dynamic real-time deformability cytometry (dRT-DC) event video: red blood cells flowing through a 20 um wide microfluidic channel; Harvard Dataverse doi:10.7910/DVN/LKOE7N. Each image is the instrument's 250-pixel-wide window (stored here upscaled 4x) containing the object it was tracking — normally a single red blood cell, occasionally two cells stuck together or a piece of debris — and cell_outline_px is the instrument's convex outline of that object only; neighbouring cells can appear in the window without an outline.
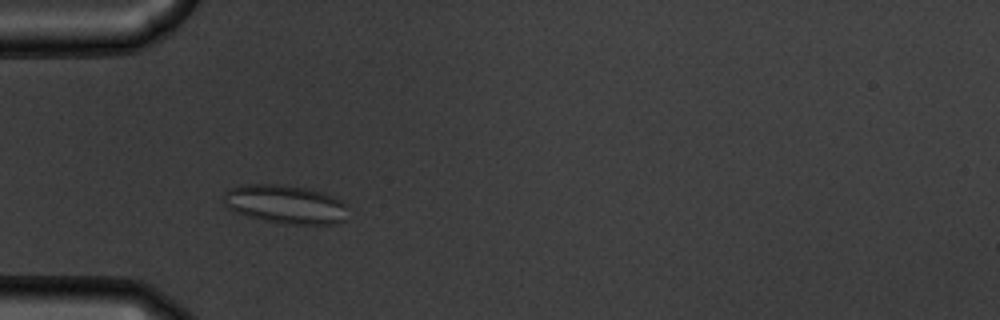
{"species": "common noctule bat (a hibernating species)", "species_latin": "Nyctalus noctula", "temperature_condition": "warm", "stored_images_in_passage": 32, "camera_frame_rate_fps": 3000, "um_per_image_px": 0.085, "animal": {"sex": "male", "body_mass_g": 19.5, "forearm_length_mm": 54.6}, "frame": {"image": 1, "passage_image": 5, "time_ms": 1.333, "image_size_px": [1000, 320], "cell_outline_px": [[348, 204], [344, 220], [332, 224], [292, 224], [268, 220], [248, 216], [228, 208], [224, 204], [224, 192], [228, 188], [248, 184], [280, 184], [308, 188], [332, 196]], "centroid_in_image_um": [24.26, 17.34], "position_along_channel_um": 60.7, "area_um2": 27.74}}
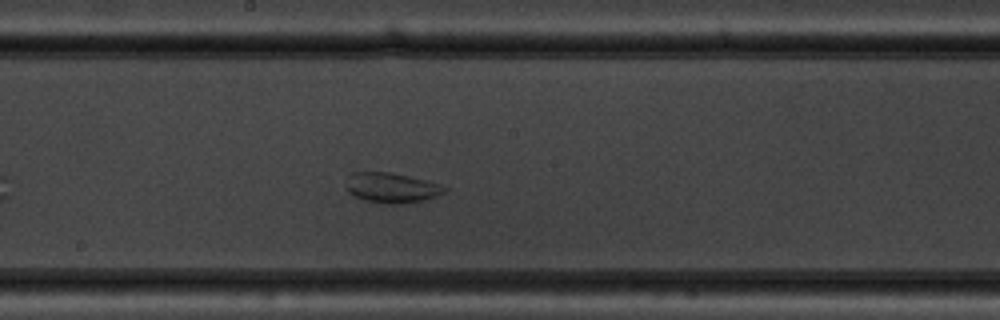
{"frame": {"image": 2, "passage_image": 18, "time_ms": 5.667, "image_size_px": [1000, 320], "cell_outline_px": [[448, 188], [444, 192], [436, 196], [420, 200], [400, 204], [388, 204], [364, 200], [352, 196], [344, 188], [344, 184], [348, 176], [352, 172], [388, 172], [428, 180], [440, 184]], "centroid_in_image_um": [33.21, 15.95], "position_along_channel_um": 215.0, "area_um2": 17.4}}
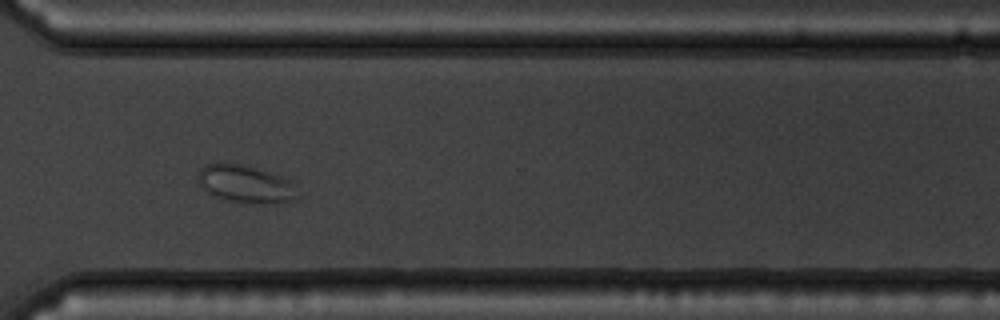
{"frame": {"image": 3, "passage_image": 29, "time_ms": 9.333, "image_size_px": [1000, 320], "cell_outline_px": [[300, 196], [292, 200], [240, 204], [224, 200], [212, 196], [200, 184], [200, 168], [208, 164], [240, 164], [280, 176], [292, 180]], "centroid_in_image_um": [20.89, 15.67], "position_along_channel_um": 349.7, "area_um2": 21.39}}